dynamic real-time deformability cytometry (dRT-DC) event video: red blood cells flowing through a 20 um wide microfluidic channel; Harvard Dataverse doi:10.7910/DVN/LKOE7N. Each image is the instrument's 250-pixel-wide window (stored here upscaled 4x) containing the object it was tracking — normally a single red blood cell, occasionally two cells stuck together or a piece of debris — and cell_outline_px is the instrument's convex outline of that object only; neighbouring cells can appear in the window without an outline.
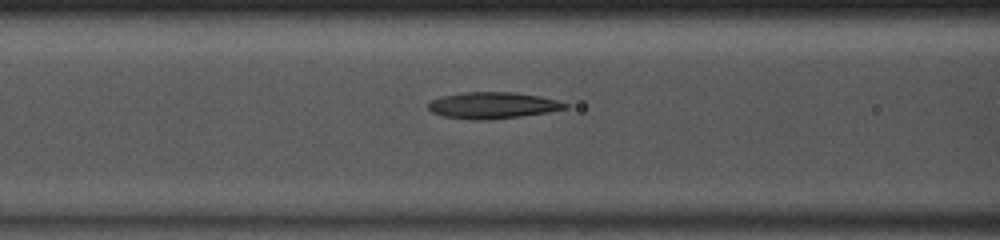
{"species": "common noctule bat (a hibernating species)", "species_latin": "Nyctalus noctula", "temperature_condition": "room temperature", "stored_images_in_passage": 44, "camera_frame_rate_fps": 3000, "um_per_image_px": 0.085, "animal": {"sex": "male", "body_mass_g": 13.0, "forearm_length_mm": 53.1}, "frame": {"image": 1, "passage_image": 20, "time_ms": 6.333, "image_size_px": [1000, 240], "cell_outline_px": [[568, 108], [548, 112], [520, 116], [484, 120], [476, 120], [444, 116], [432, 112], [428, 108], [428, 104], [432, 100], [440, 96], [464, 92], [516, 92], [540, 96], [556, 100], [568, 104]], "centroid_in_image_um": [41.88, 8.94], "position_along_channel_um": 124.7, "area_um2": 20.98}}
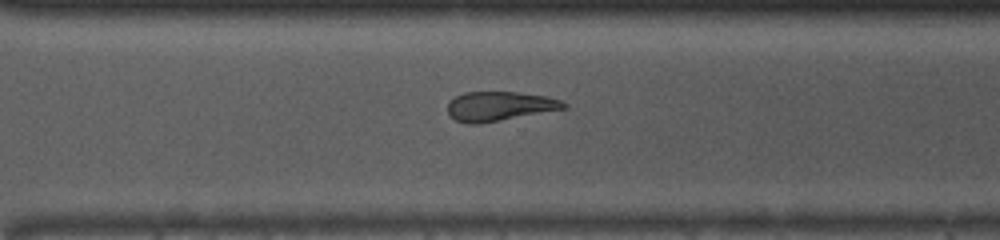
{"frame": {"image": 2, "passage_image": 35, "time_ms": 11.333, "image_size_px": [1000, 240], "cell_outline_px": [[568, 108], [476, 124], [468, 124], [456, 120], [448, 112], [448, 104], [456, 96], [464, 92], [516, 92], [548, 96], [560, 100], [568, 104]], "centroid_in_image_um": [42.49, 9.02], "position_along_channel_um": 328.1, "area_um2": 19.65}}
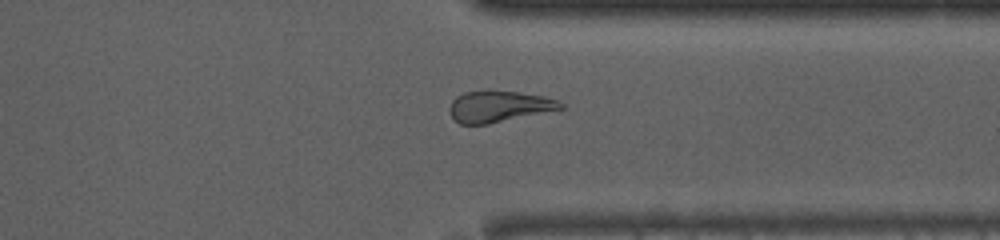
{"frame": {"image": 3, "passage_image": 38, "time_ms": 12.333, "image_size_px": [1000, 240], "cell_outline_px": [[564, 108], [488, 124], [460, 124], [452, 116], [448, 108], [452, 100], [456, 96], [464, 92], [516, 92], [544, 96], [556, 100], [564, 104]], "centroid_in_image_um": [42.39, 9.06], "position_along_channel_um": 369.0, "area_um2": 19.71}}